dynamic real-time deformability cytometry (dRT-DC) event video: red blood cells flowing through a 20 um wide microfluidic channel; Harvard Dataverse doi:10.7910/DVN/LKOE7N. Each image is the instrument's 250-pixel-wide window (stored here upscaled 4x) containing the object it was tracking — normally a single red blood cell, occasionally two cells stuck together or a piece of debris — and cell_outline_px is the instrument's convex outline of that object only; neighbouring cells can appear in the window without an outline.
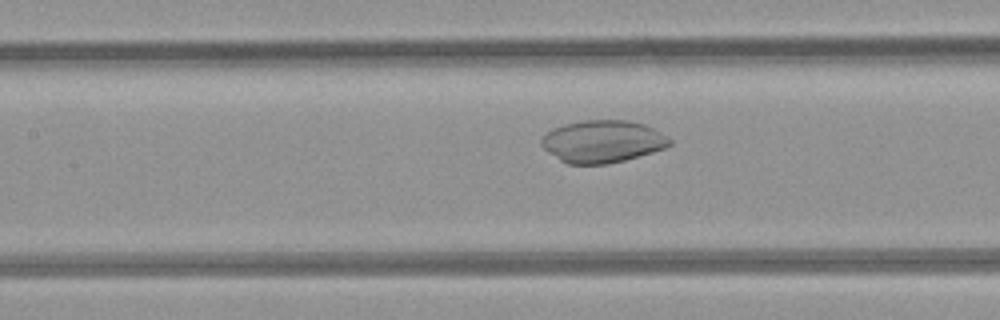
{"species": "common noctule bat (a hibernating species)", "species_latin": "Nyctalus noctula", "temperature_condition": "room temperature", "stored_images_in_passage": 5, "camera_frame_rate_fps": 3000, "um_per_image_px": 0.085, "animal": {"sex": "female", "body_mass_g": 21.9}, "frame": {"image": 1, "passage_image": 5, "time_ms": 4.667, "image_size_px": [1000, 320], "cell_outline_px": [[672, 144], [664, 148], [652, 152], [624, 160], [608, 164], [568, 164], [560, 160], [548, 152], [540, 144], [540, 140], [552, 128], [564, 124], [584, 120], [628, 120], [644, 124], [652, 128], [672, 140]], "centroid_in_image_um": [51.2, 12.02], "position_along_channel_um": 156.2, "area_um2": 31.5}}